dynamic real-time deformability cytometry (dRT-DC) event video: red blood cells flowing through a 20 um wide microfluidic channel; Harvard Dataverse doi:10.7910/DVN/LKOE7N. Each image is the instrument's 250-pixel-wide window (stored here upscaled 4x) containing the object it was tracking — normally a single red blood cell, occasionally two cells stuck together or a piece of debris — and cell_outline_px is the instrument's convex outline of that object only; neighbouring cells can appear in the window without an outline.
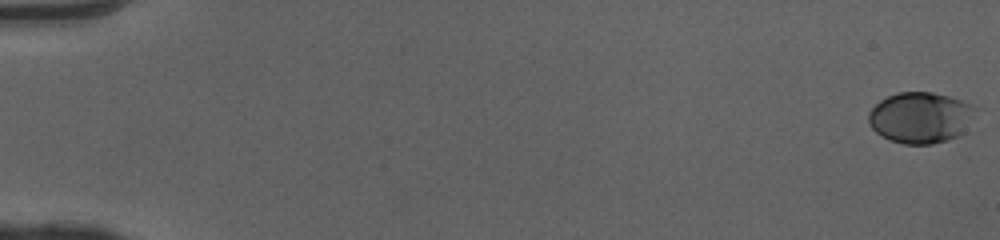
{"species": "human", "species_latin": "Homo sapiens", "temperature_condition": "cold", "stored_images_in_passage": 52, "camera_frame_rate_fps": 3000, "um_per_image_px": 0.085, "donor": {"sex": "female"}, "frame": {"image": 1, "passage_image": 1, "time_ms": 0.0, "image_size_px": [1000, 240], "cell_outline_px": [[972, 104], [964, 132], [960, 136], [948, 140], [932, 144], [904, 144], [888, 140], [876, 132], [868, 124], [868, 112], [880, 100], [896, 92], [932, 92], [948, 96]], "centroid_in_image_um": [78.14, 10.0], "position_along_channel_um": 6.9, "area_um2": 31.39}}
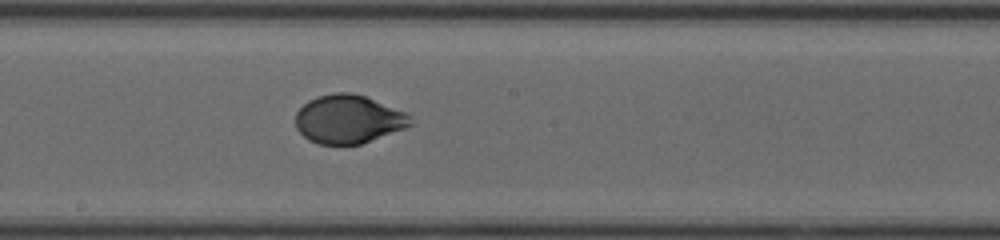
{"frame": {"image": 2, "passage_image": 30, "time_ms": 9.667, "image_size_px": [1000, 240], "cell_outline_px": [[412, 124], [404, 128], [360, 144], [320, 144], [308, 140], [296, 128], [296, 112], [308, 100], [320, 96], [336, 92], [348, 92], [364, 96], [404, 112], [412, 116]], "centroid_in_image_um": [29.59, 10.13], "position_along_channel_um": 218.6, "area_um2": 32.02}}
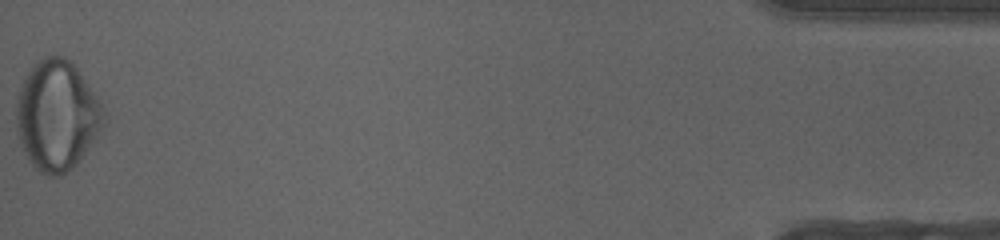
{"frame": {"image": 3, "passage_image": 52, "time_ms": 17.0, "image_size_px": [1000, 240], "cell_outline_px": [[108, 120], [80, 160], [72, 168], [60, 176], [48, 176], [40, 172], [32, 164], [24, 152], [20, 144], [16, 132], [16, 100], [20, 88], [32, 64], [36, 60], [44, 56], [64, 56], [72, 60], [104, 108], [108, 116]], "centroid_in_image_um": [4.85, 9.81], "position_along_channel_um": 430.4, "area_um2": 56.59}, "authors_computed_cell_mechanics": {"area_um2": 32.4836, "velocity_mm_per_s": 4.0733, "shape_relaxation_time_tau1_ms": 4.1714, "shape_relaxation_time_tau2_ms": null, "deformation_change_tau1": 0.1409, "deformation_change_tau2": null}}